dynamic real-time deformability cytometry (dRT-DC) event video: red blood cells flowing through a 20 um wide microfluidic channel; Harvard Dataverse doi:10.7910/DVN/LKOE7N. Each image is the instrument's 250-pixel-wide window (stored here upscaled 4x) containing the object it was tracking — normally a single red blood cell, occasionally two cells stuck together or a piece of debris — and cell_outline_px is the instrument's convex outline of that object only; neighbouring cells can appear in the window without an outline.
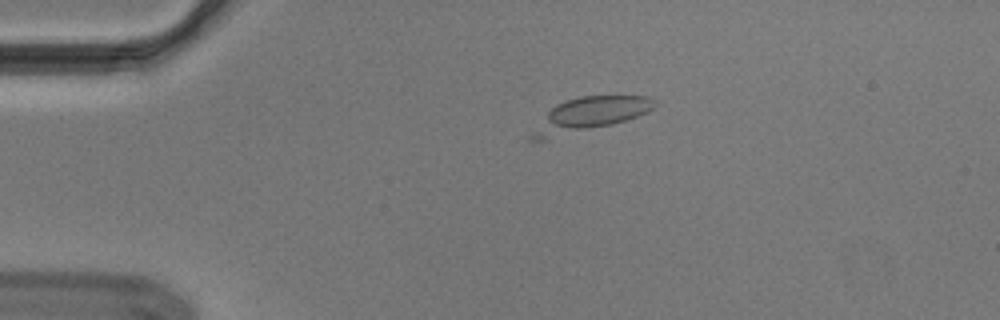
{"species": "Egyptian fruit bat (a non-hibernating species)", "species_latin": "Rousettus aegyptiacus", "temperature_condition": "cold", "stored_images_in_passage": 29, "camera_frame_rate_fps": 3000, "um_per_image_px": 0.085, "animal": {"sex": "male"}, "frame": {"image": 1, "passage_image": 2, "time_ms": 0.333, "image_size_px": [1000, 320], "cell_outline_px": [[656, 104], [648, 112], [612, 124], [544, 140], [528, 140], [528, 136], [548, 112], [556, 104], [564, 100], [580, 96], [648, 96], [656, 100]], "centroid_in_image_um": [50.08, 9.73], "position_along_channel_um": 34.9, "area_um2": 23.76}}
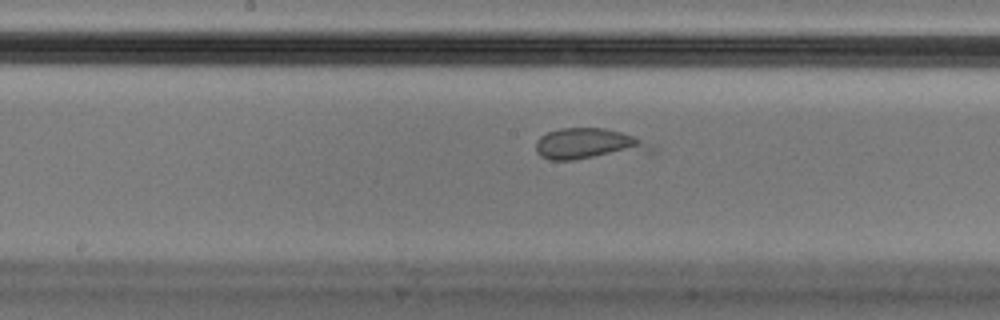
{"frame": {"image": 2, "passage_image": 19, "time_ms": 6.0, "image_size_px": [1000, 320], "cell_outline_px": [[660, 152], [572, 160], [548, 160], [540, 156], [536, 152], [536, 140], [540, 136], [548, 132], [560, 128], [604, 128], [620, 132], [632, 136], [656, 148]], "centroid_in_image_um": [50.05, 12.27], "position_along_channel_um": 198.2, "area_um2": 21.21}}
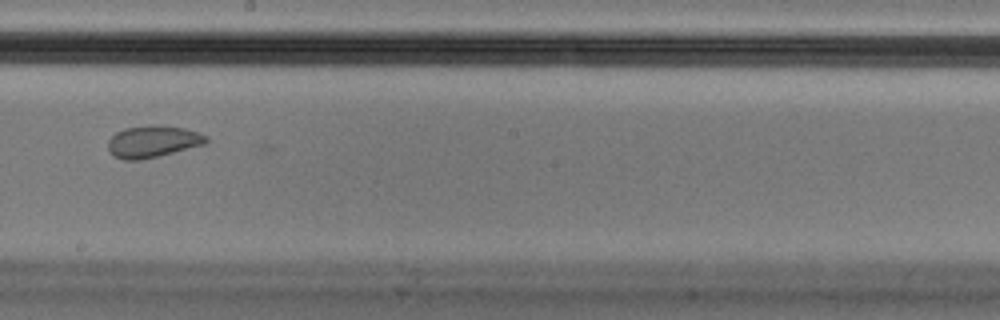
{"frame": {"image": 3, "passage_image": 22, "time_ms": 7.0, "image_size_px": [1000, 320], "cell_outline_px": [[208, 140], [204, 144], [140, 160], [124, 160], [112, 156], [108, 148], [108, 140], [116, 132], [124, 128], [152, 124], [164, 124], [184, 128], [200, 132], [208, 136]], "centroid_in_image_um": [12.97, 12.0], "position_along_channel_um": 235.2, "area_um2": 18.38}}